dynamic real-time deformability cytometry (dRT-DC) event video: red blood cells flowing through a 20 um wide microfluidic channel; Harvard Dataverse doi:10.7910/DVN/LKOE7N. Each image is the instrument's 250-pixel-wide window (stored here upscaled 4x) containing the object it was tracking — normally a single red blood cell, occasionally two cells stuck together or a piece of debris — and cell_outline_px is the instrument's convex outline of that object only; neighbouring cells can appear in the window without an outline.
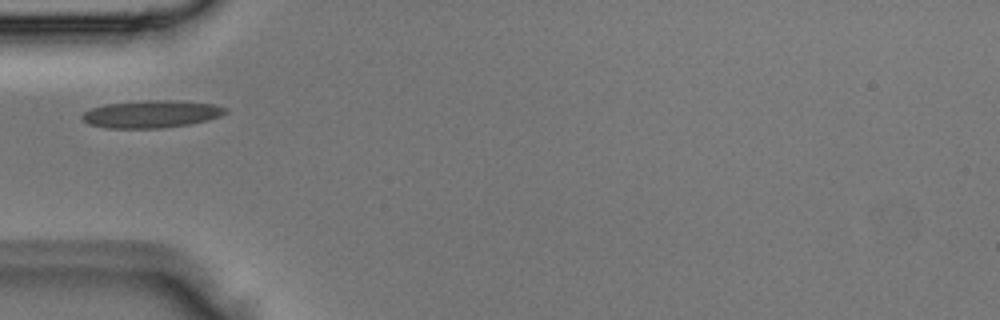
{"species": "Egyptian fruit bat (a non-hibernating species)", "species_latin": "Rousettus aegyptiacus", "temperature_condition": "room temperature", "stored_images_in_passage": 1, "camera_frame_rate_fps": 3000, "um_per_image_px": 0.085, "animal": {"sex": "male"}, "frame": {"image": 1, "passage_image": 1, "time_ms": 0.0, "image_size_px": [1000, 320], "cell_outline_px": [[228, 112], [220, 116], [208, 120], [192, 124], [164, 128], [104, 128], [88, 124], [80, 116], [84, 112], [92, 108], [104, 104], [140, 100], [168, 100], [212, 104], [228, 108]], "centroid_in_image_um": [12.86, 9.7], "position_along_channel_um": 72.1, "area_um2": 23.12}}